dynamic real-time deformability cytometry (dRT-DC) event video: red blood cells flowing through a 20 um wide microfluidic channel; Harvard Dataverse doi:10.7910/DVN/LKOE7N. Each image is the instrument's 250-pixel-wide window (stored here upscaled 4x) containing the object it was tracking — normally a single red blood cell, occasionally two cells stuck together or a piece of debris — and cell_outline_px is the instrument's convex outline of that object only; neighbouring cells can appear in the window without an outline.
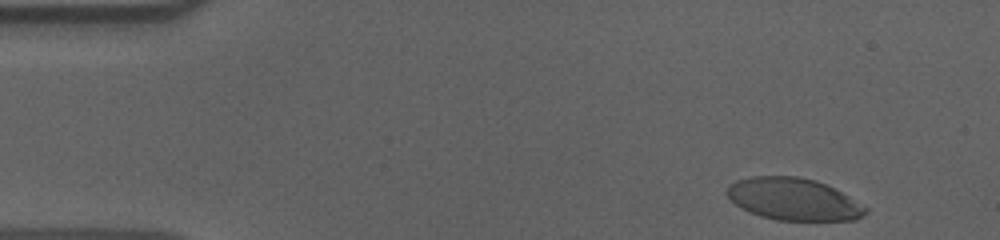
{"species": "human", "species_latin": "Homo sapiens", "temperature_condition": "cold", "stored_images_in_passage": 44, "camera_frame_rate_fps": 3000, "um_per_image_px": 0.085, "donor": {"sex": "male"}, "frame": {"image": 1, "passage_image": 2, "time_ms": 0.333, "image_size_px": [1000, 240], "cell_outline_px": [[868, 212], [864, 216], [856, 220], [776, 220], [760, 216], [740, 208], [724, 192], [728, 184], [736, 180], [752, 176], [796, 176], [816, 180], [848, 196], [868, 208]], "centroid_in_image_um": [67.42, 16.93], "position_along_channel_um": 17.6, "area_um2": 34.04}}
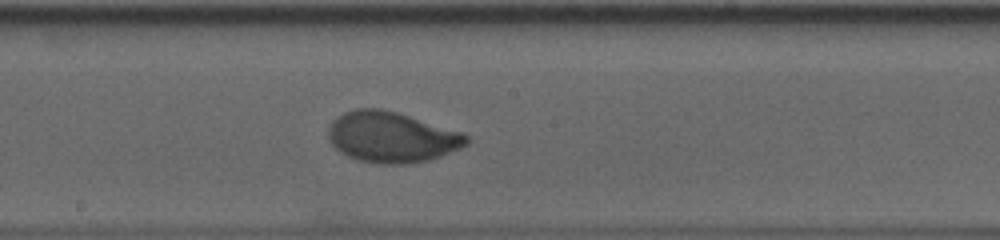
{"frame": {"image": 2, "passage_image": 27, "time_ms": 8.667, "image_size_px": [1000, 240], "cell_outline_px": [[472, 140], [468, 144], [460, 148], [440, 156], [428, 160], [408, 164], [376, 164], [360, 160], [348, 156], [340, 152], [332, 144], [328, 136], [328, 128], [332, 120], [336, 116], [344, 112], [356, 108], [380, 108], [396, 112], [464, 132]], "centroid_in_image_um": [33.3, 11.65], "position_along_channel_um": 214.9, "area_um2": 41.1}}
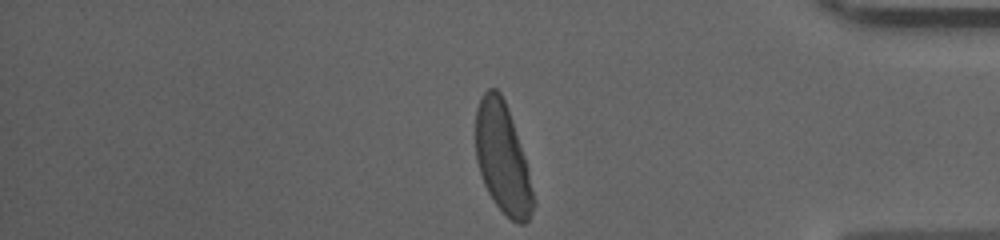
{"frame": {"image": 3, "passage_image": 44, "time_ms": 14.333, "image_size_px": [1000, 240], "cell_outline_px": [[532, 212], [528, 220], [524, 224], [516, 224], [492, 200], [484, 184], [476, 160], [476, 108], [480, 96], [488, 88], [496, 88], [500, 92], [508, 108], [528, 168], [532, 192]], "centroid_in_image_um": [42.69, 13.42], "position_along_channel_um": 392.5, "area_um2": 36.53}, "authors_computed_cell_mechanics": {"area_um2": 38.3503, "velocity_mm_per_s": 3.5869, "shape_relaxation_time_tau1_ms": 3.2408, "shape_relaxation_time_tau2_ms": null, "deformation_change_tau1": 0.1543, "deformation_change_tau2": null}}